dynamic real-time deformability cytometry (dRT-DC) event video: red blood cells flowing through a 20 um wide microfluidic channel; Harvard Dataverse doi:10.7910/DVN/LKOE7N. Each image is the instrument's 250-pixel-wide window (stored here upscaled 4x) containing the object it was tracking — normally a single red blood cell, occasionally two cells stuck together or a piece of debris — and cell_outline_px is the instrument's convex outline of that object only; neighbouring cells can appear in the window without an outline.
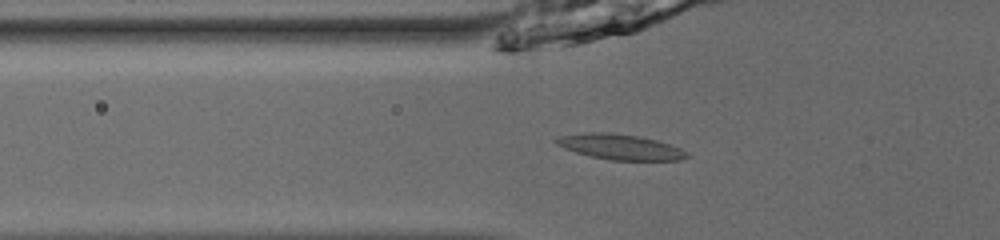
{"species": "common noctule bat (a hibernating species)", "species_latin": "Nyctalus noctula", "temperature_condition": "room temperature", "stored_images_in_passage": 54, "camera_frame_rate_fps": 3000, "um_per_image_px": 0.085, "animal": {"sex": "male", "body_mass_g": 13.0, "forearm_length_mm": 53.1}, "frame": {"image": 1, "passage_image": 21, "time_ms": 6.667, "image_size_px": [1000, 240], "cell_outline_px": [[688, 156], [680, 160], [612, 160], [592, 156], [576, 152], [564, 148], [556, 144], [552, 140], [560, 136], [588, 132], [608, 132], [636, 136], [656, 140], [680, 148], [688, 152]], "centroid_in_image_um": [52.69, 12.48], "position_along_channel_um": 73.1, "area_um2": 19.07}}
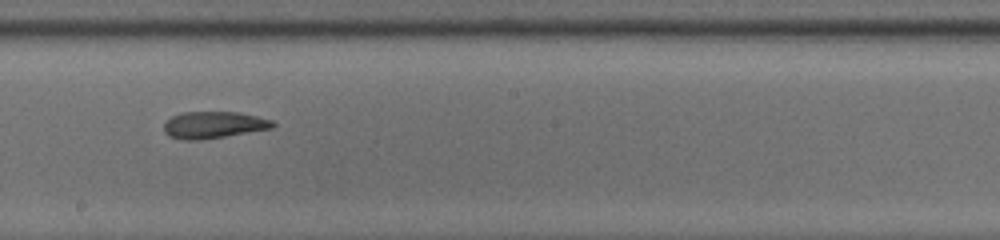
{"frame": {"image": 2, "passage_image": 33, "time_ms": 10.667, "image_size_px": [1000, 240], "cell_outline_px": [[276, 124], [272, 128], [200, 140], [184, 140], [168, 136], [164, 132], [164, 120], [180, 112], [236, 112], [256, 116], [272, 120]], "centroid_in_image_um": [18.1, 10.61], "position_along_channel_um": 230.1, "area_um2": 16.99}}
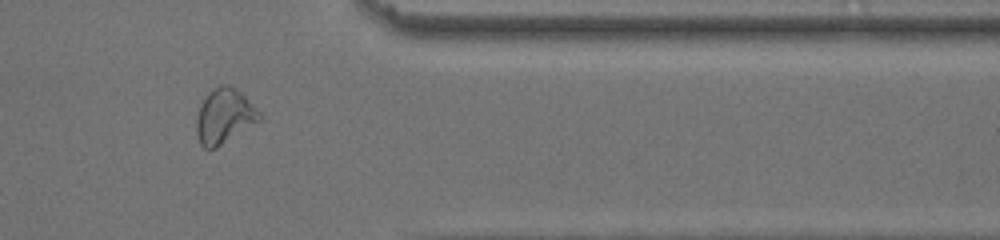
{"frame": {"image": 3, "passage_image": 46, "time_ms": 15.0, "image_size_px": [1000, 240], "cell_outline_px": [[264, 116], [260, 120], [216, 148], [204, 148], [200, 144], [196, 132], [196, 120], [204, 96], [212, 88], [220, 84], [228, 84], [240, 92]], "centroid_in_image_um": [19.05, 9.86], "position_along_channel_um": 392.3, "area_um2": 20.0}, "authors_computed_cell_mechanics": {"area_um2": 18.2359, "velocity_mm_per_s": 3.9145, "shape_relaxation_time_tau1_ms": null, "shape_relaxation_time_tau2_ms": 2.6153, "deformation_change_tau1": null, "deformation_change_tau2": 0.0986}}